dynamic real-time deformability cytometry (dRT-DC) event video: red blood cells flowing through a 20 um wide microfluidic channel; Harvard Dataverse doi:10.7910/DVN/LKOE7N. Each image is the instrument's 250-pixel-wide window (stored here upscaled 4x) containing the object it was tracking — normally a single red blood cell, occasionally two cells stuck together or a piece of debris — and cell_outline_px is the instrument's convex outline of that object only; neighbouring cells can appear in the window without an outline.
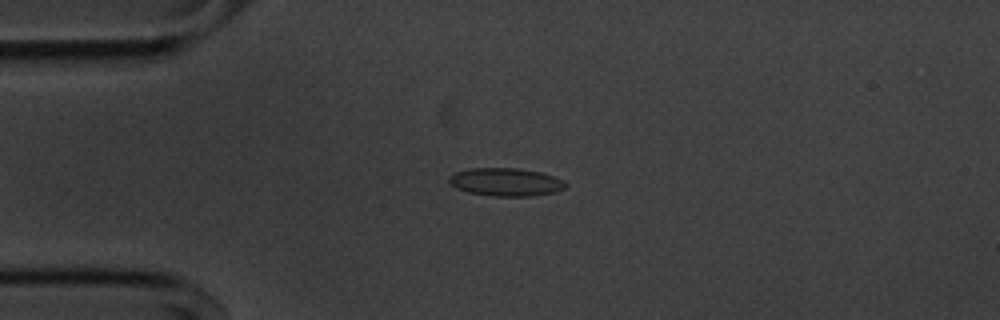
{"species": "common noctule bat (a hibernating species)", "species_latin": "Nyctalus noctula", "temperature_condition": "cold", "stored_images_in_passage": 55, "camera_frame_rate_fps": 3000, "um_per_image_px": 0.085, "animal": {"sex": "male", "body_mass_g": 20.1, "forearm_length_mm": 53.5}, "frame": {"image": 1, "passage_image": 13, "time_ms": 4.0, "image_size_px": [1000, 320], "cell_outline_px": [[568, 184], [564, 188], [556, 192], [532, 196], [492, 196], [468, 192], [456, 188], [448, 180], [448, 176], [456, 172], [468, 168], [516, 168], [540, 172], [564, 180]], "centroid_in_image_um": [42.99, 15.47], "position_along_channel_um": 42.0, "area_um2": 19.07}}
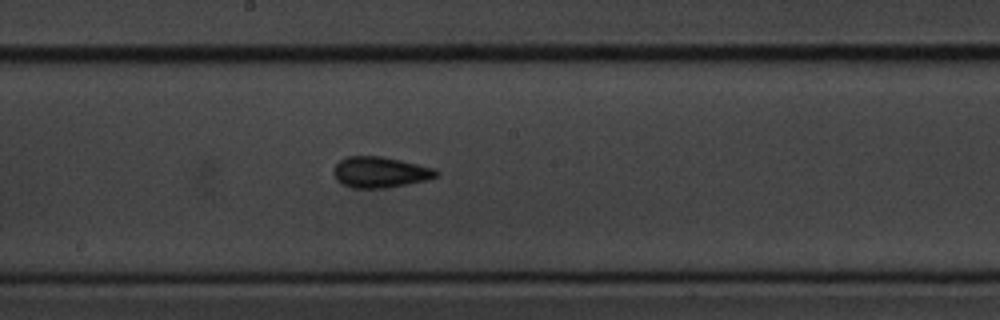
{"frame": {"image": 2, "passage_image": 29, "time_ms": 9.333, "image_size_px": [1000, 320], "cell_outline_px": [[440, 172], [436, 176], [428, 180], [408, 184], [384, 188], [352, 188], [336, 180], [332, 172], [332, 168], [340, 160], [348, 156], [380, 156], [400, 160], [436, 168]], "centroid_in_image_um": [32.31, 14.64], "position_along_channel_um": 215.9, "area_um2": 18.61}}
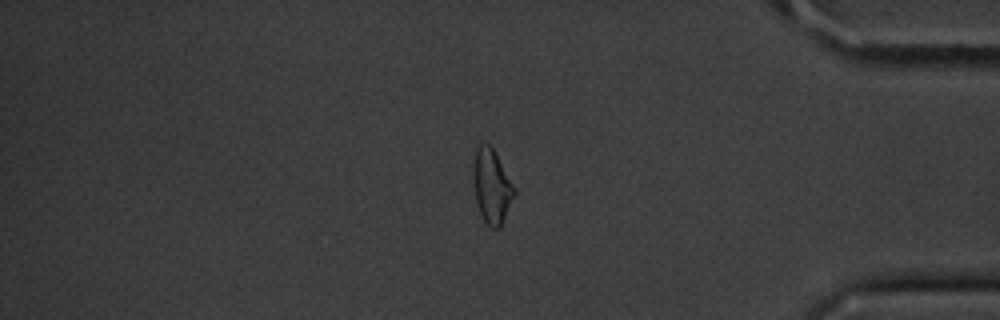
{"frame": {"image": 3, "passage_image": 46, "time_ms": 15.0, "image_size_px": [1000, 320], "cell_outline_px": [[516, 192], [500, 228], [492, 228], [484, 220], [480, 212], [476, 200], [472, 180], [472, 168], [476, 148], [480, 144], [488, 144], [492, 148], [516, 188]], "centroid_in_image_um": [41.79, 15.83], "position_along_channel_um": 393.4, "area_um2": 17.63}, "authors_computed_cell_mechanics": {"area_um2": 17.918, "velocity_mm_per_s": 3.6253, "shape_relaxation_time_tau1_ms": 6.8574, "shape_relaxation_time_tau2_ms": 1.9472, "deformation_change_tau1": 0.1141, "deformation_change_tau2": 0.0801}}